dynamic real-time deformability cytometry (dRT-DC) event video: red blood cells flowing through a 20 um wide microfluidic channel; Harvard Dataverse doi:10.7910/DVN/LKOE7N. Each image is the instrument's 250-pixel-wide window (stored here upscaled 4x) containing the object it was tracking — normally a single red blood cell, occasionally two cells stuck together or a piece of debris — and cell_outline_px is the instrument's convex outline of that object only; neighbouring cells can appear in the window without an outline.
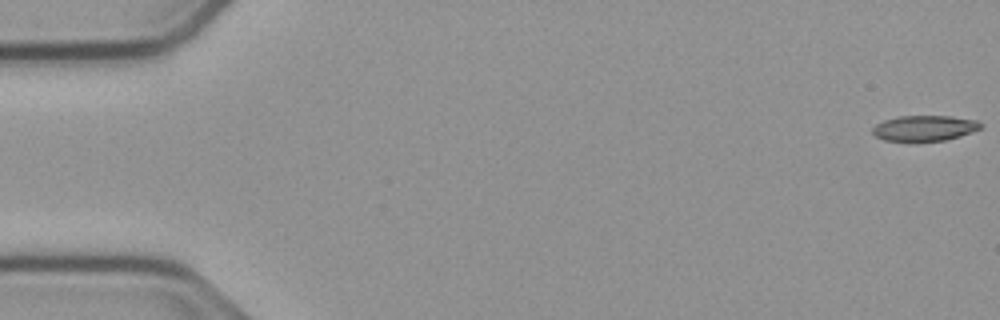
{"species": "common noctule bat (a hibernating species)", "species_latin": "Nyctalus noctula", "temperature_condition": "cold", "stored_images_in_passage": 55, "camera_frame_rate_fps": 3000, "um_per_image_px": 0.085, "animal": {"sex": "male", "body_mass_g": 23.1, "forearm_length_mm": 52.7}, "frame": {"image": 1, "passage_image": 1, "time_ms": 0.0, "image_size_px": [1000, 320], "cell_outline_px": [[984, 124], [980, 128], [960, 136], [944, 140], [916, 144], [912, 144], [884, 140], [876, 136], [872, 132], [872, 128], [876, 124], [884, 120], [900, 116], [952, 116], [976, 120]], "centroid_in_image_um": [78.54, 10.93], "position_along_channel_um": 6.5, "area_um2": 16.7}}
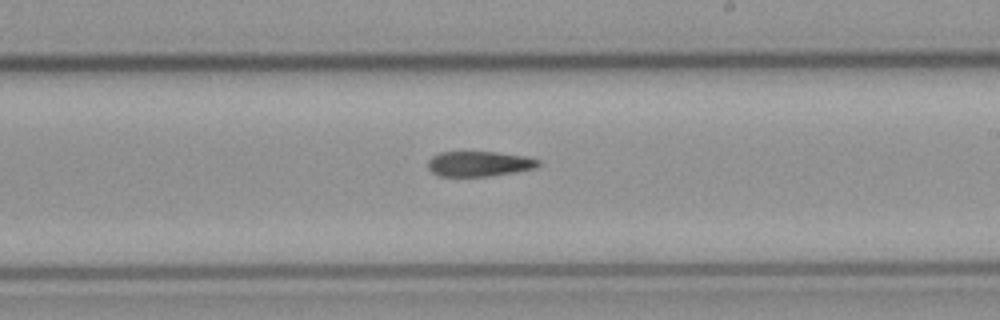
{"frame": {"image": 2, "passage_image": 32, "time_ms": 10.333, "image_size_px": [1000, 320], "cell_outline_px": [[540, 164], [536, 168], [516, 172], [488, 176], [440, 176], [432, 172], [428, 168], [428, 160], [432, 156], [440, 152], [496, 152], [524, 156], [540, 160]], "centroid_in_image_um": [40.73, 13.92], "position_along_channel_um": 248.3, "area_um2": 16.18}}
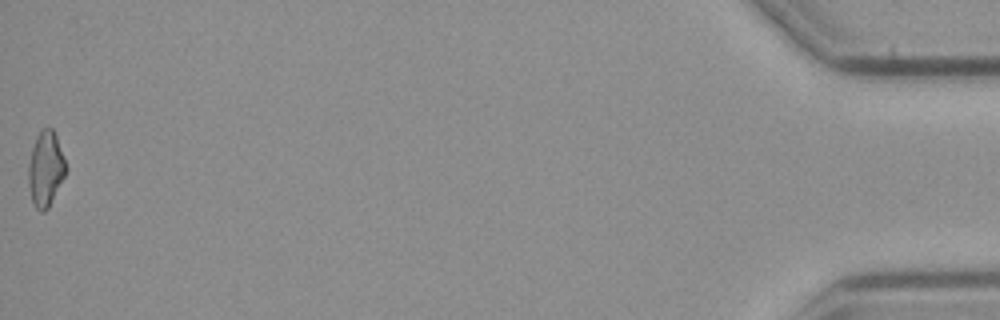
{"frame": {"image": 3, "passage_image": 55, "time_ms": 18.0, "image_size_px": [1000, 320], "cell_outline_px": [[68, 168], [48, 208], [44, 212], [40, 212], [36, 208], [32, 200], [28, 184], [28, 164], [32, 148], [36, 136], [44, 128], [52, 128], [56, 136]], "centroid_in_image_um": [3.87, 14.36], "position_along_channel_um": 431.3, "area_um2": 16.24}, "authors_computed_cell_mechanics": {"area_um2": 16.9932, "velocity_mm_per_s": 3.7776, "shape_relaxation_time_tau1_ms": null, "shape_relaxation_time_tau2_ms": 8.5569, "deformation_change_tau1": null, "deformation_change_tau2": 0.1956}}